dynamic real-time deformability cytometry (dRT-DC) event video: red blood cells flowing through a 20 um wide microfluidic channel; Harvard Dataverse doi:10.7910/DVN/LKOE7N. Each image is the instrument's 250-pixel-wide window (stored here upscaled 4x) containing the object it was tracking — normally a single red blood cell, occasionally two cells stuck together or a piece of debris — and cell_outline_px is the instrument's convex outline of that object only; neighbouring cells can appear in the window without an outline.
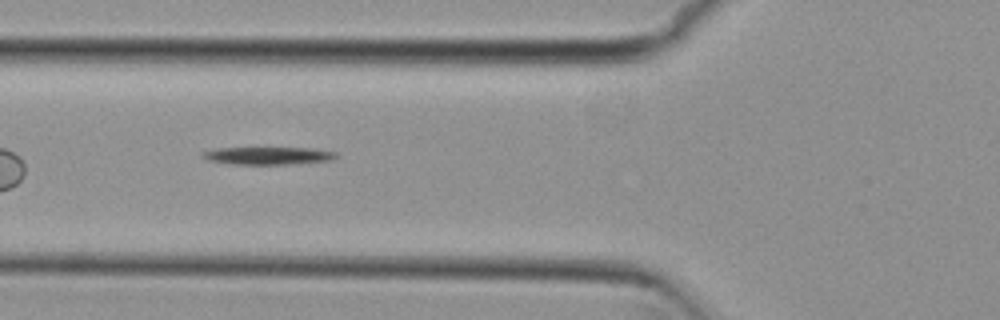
{"species": "common noctule bat (a hibernating species)", "species_latin": "Nyctalus noctula", "temperature_condition": "cold", "stored_images_in_passage": 6, "camera_frame_rate_fps": 3000, "um_per_image_px": 0.085, "animal": {"sex": "female", "body_mass_g": 29.2, "forearm_length_mm": 56.3}, "frame": {"image": 1, "passage_image": 4, "time_ms": 1.0, "image_size_px": [1000, 320], "cell_outline_px": [[340, 156], [332, 160], [292, 164], [228, 164], [208, 160], [200, 156], [200, 152], [216, 148], [316, 148], [336, 152]], "centroid_in_image_um": [22.79, 13.23], "position_along_channel_um": 103.0, "area_um2": 13.93}}